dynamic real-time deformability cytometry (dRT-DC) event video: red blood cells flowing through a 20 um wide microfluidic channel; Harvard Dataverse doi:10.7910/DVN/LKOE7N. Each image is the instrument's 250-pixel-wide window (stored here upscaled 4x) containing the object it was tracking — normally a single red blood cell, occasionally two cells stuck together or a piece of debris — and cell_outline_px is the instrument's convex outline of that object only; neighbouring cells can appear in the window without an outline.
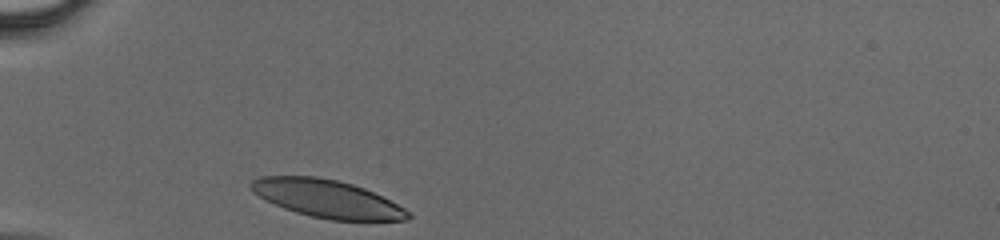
{"species": "human", "species_latin": "Homo sapiens", "temperature_condition": "cold", "stored_images_in_passage": 25, "camera_frame_rate_fps": 3000, "um_per_image_px": 0.085, "donor": {"sex": "male"}, "frame": {"image": 1, "passage_image": 1, "time_ms": 0.0, "image_size_px": [1000, 240], "cell_outline_px": [[412, 216], [408, 220], [332, 220], [312, 216], [296, 212], [284, 208], [252, 192], [248, 188], [248, 184], [252, 180], [260, 176], [316, 176], [336, 180], [352, 184], [364, 188], [404, 208]], "centroid_in_image_um": [27.75, 16.88], "position_along_channel_um": 57.2, "area_um2": 34.16}}
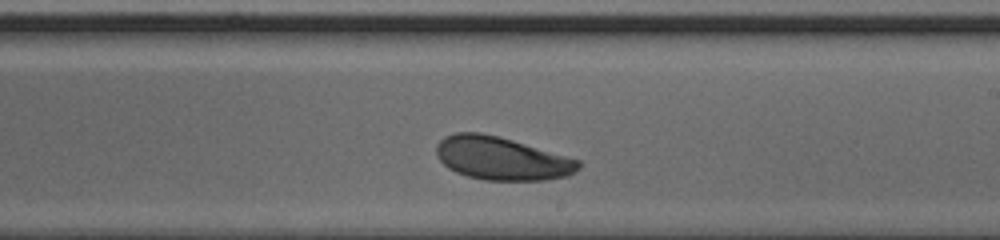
{"frame": {"image": 2, "passage_image": 15, "time_ms": 4.667, "image_size_px": [1000, 240], "cell_outline_px": [[580, 168], [576, 172], [568, 176], [544, 180], [484, 180], [468, 176], [456, 172], [448, 168], [436, 156], [436, 144], [444, 136], [456, 132], [480, 132], [500, 136], [580, 160]], "centroid_in_image_um": [42.63, 13.46], "position_along_channel_um": 246.4, "area_um2": 35.89}}
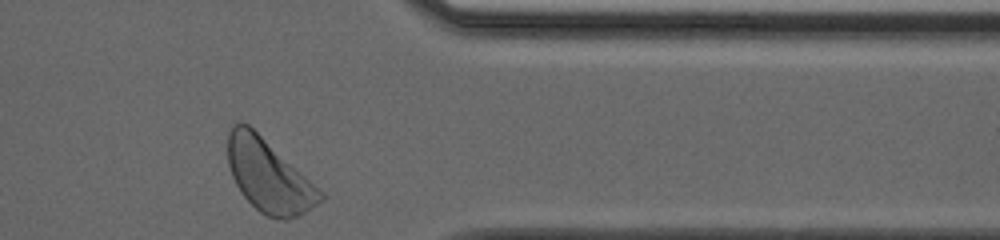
{"frame": {"image": 3, "passage_image": 25, "time_ms": 8.0, "image_size_px": [1000, 240], "cell_outline_px": [[324, 200], [304, 212], [288, 220], [280, 220], [268, 216], [260, 212], [244, 196], [236, 184], [232, 176], [228, 164], [228, 132], [232, 124], [248, 124], [324, 192]], "centroid_in_image_um": [22.85, 14.96], "position_along_channel_um": 388.6, "area_um2": 38.61}}